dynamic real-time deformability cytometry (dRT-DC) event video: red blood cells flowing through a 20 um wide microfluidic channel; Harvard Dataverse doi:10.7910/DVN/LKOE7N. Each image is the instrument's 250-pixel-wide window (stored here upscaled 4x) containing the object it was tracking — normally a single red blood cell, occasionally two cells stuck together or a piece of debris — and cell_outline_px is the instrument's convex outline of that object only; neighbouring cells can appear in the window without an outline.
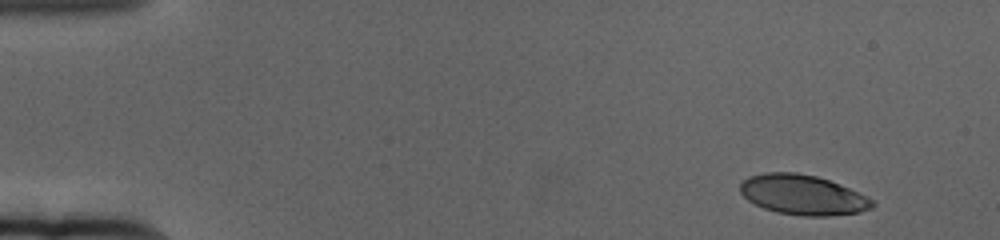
{"species": "human", "species_latin": "Homo sapiens", "temperature_condition": "cold", "stored_images_in_passage": 57, "camera_frame_rate_fps": 3000, "um_per_image_px": 0.085, "donor": {"sex": "female"}, "frame": {"image": 1, "passage_image": 1, "time_ms": 0.0, "image_size_px": [1000, 240], "cell_outline_px": [[876, 204], [872, 208], [860, 212], [828, 216], [804, 216], [776, 212], [764, 208], [748, 200], [740, 192], [740, 184], [748, 176], [764, 172], [796, 172], [816, 176], [828, 180], [848, 188], [872, 200]], "centroid_in_image_um": [68.2, 16.56], "position_along_channel_um": 16.8, "area_um2": 30.58}}
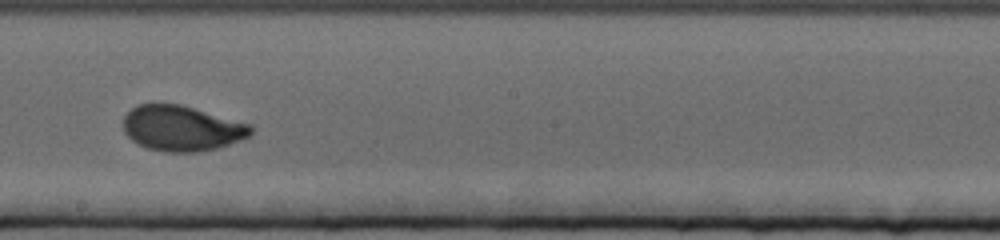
{"frame": {"image": 2, "passage_image": 31, "time_ms": 10.0, "image_size_px": [1000, 240], "cell_outline_px": [[256, 128], [248, 136], [240, 140], [216, 148], [200, 152], [164, 152], [148, 148], [136, 144], [124, 132], [124, 116], [136, 104], [180, 104], [252, 124]], "centroid_in_image_um": [15.46, 10.91], "position_along_channel_um": 232.7, "area_um2": 33.87}}
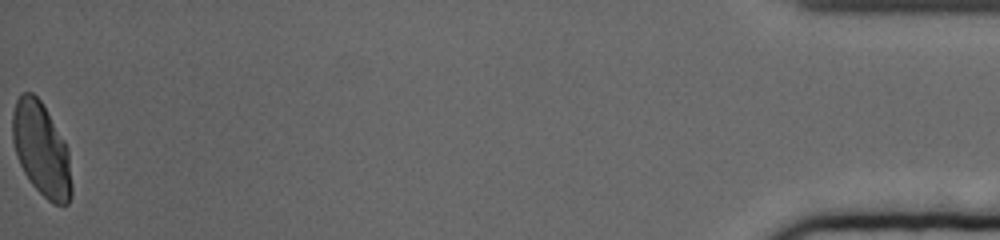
{"frame": {"image": 3, "passage_image": 57, "time_ms": 18.667, "image_size_px": [1000, 240], "cell_outline_px": [[72, 196], [68, 204], [52, 204], [32, 184], [24, 172], [20, 164], [12, 140], [12, 112], [16, 100], [24, 92], [32, 92], [40, 100], [64, 140], [68, 148], [72, 184]], "centroid_in_image_um": [3.52, 12.71], "position_along_channel_um": 431.7, "area_um2": 32.08}, "authors_computed_cell_mechanics": {"area_um2": 32.5414, "velocity_mm_per_s": 3.3472, "shape_relaxation_time_tau1_ms": 4.0216, "shape_relaxation_time_tau2_ms": null, "deformation_change_tau1": 0.1701, "deformation_change_tau2": null}}